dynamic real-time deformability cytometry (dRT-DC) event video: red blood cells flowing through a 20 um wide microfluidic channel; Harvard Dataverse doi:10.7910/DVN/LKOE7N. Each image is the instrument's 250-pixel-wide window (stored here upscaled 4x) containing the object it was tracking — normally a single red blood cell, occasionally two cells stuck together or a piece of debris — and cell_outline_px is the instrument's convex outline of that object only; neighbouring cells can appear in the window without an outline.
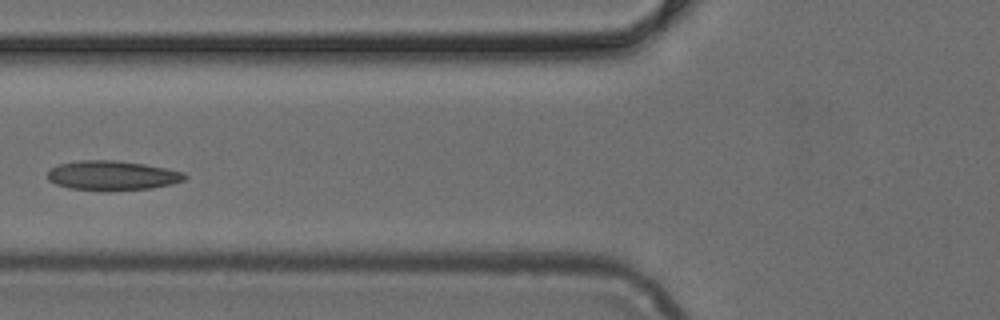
{"species": "common noctule bat (a hibernating species)", "species_latin": "Nyctalus noctula", "temperature_condition": "cold", "stored_images_in_passage": 5, "camera_frame_rate_fps": 3000, "um_per_image_px": 0.085, "animal": {"sex": "female", "body_mass_g": 24.6, "forearm_length_mm": 56.2}, "frame": {"image": 1, "passage_image": 4, "time_ms": 1.0, "image_size_px": [1000, 320], "cell_outline_px": [[188, 176], [184, 180], [172, 184], [152, 188], [104, 192], [68, 188], [56, 184], [48, 180], [48, 172], [52, 168], [60, 164], [80, 160], [112, 160], [144, 164], [184, 172]], "centroid_in_image_um": [9.54, 14.94], "position_along_channel_um": 116.3, "area_um2": 23.81}}
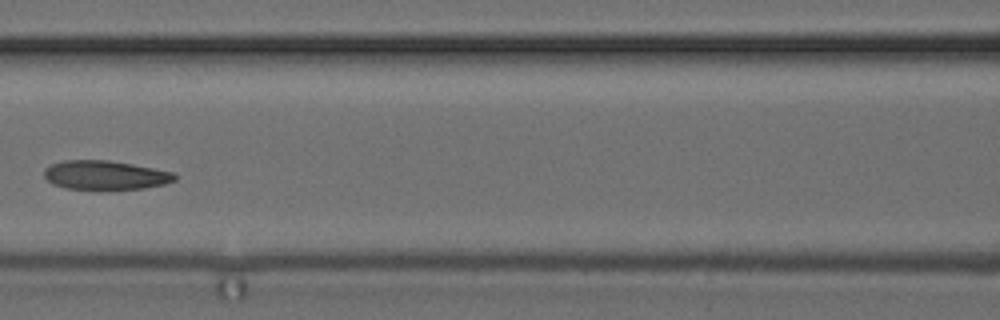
{"frame": {"image": 2, "passage_image": 5, "time_ms": 1.333, "image_size_px": [1000, 320], "cell_outline_px": [[176, 180], [164, 184], [144, 188], [64, 188], [52, 184], [44, 176], [44, 168], [52, 164], [64, 160], [108, 160], [132, 164], [172, 172], [176, 176]], "centroid_in_image_um": [8.91, 14.87], "position_along_channel_um": 157.7, "area_um2": 21.68}}